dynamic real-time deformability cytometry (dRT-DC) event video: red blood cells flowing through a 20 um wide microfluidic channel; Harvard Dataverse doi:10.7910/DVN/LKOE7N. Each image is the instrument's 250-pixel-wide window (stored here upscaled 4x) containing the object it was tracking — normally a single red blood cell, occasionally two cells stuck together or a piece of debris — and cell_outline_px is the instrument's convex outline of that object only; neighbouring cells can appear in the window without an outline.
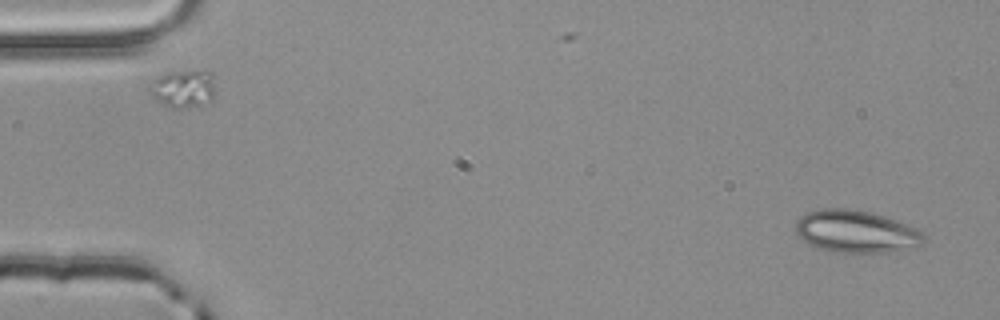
{"species": "common noctule bat (a hibernating species)", "species_latin": "Nyctalus noctula", "temperature_condition": "room temperature", "stored_images_in_passage": 4, "camera_frame_rate_fps": 3000, "um_per_image_px": 0.085, "animal": {"sex": "male", "body_mass_g": 20.4}, "frame": {"image": 1, "passage_image": 1, "time_ms": 0.0, "image_size_px": [1000, 320], "cell_outline_px": [[924, 240], [916, 248], [896, 252], [832, 252], [816, 248], [808, 244], [796, 236], [796, 220], [800, 216], [808, 212], [824, 208], [844, 208], [868, 212], [884, 216], [896, 220], [916, 228], [924, 232]], "centroid_in_image_um": [72.75, 19.7], "position_along_channel_um": 12.2, "area_um2": 31.96}}